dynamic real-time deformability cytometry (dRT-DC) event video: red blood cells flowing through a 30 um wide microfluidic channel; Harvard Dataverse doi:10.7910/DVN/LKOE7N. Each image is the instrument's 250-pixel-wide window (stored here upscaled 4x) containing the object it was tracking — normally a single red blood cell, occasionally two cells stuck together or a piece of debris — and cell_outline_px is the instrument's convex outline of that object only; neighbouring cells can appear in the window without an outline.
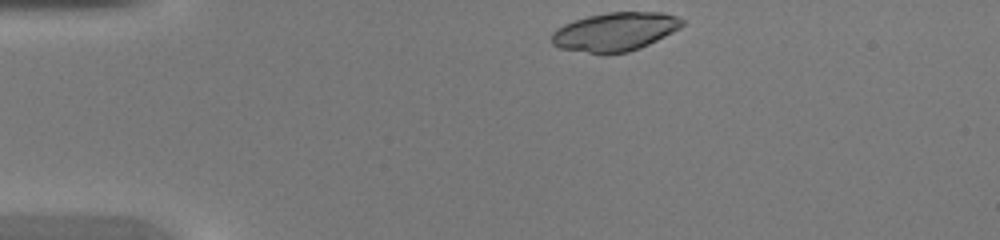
{"species": "common noctule bat (a hibernating species)", "species_latin": "Nyctalus noctula", "temperature_condition": "warm", "stored_images_in_passage": 25, "camera_frame_rate_fps": 3000, "um_per_image_px": 0.085, "animal": {"sex": "female", "body_mass_g": 20.0, "forearm_length_mm": 54.0}, "frame": {"image": 1, "passage_image": 1, "time_ms": 0.0, "image_size_px": [1000, 240], "cell_outline_px": [[684, 24], [680, 28], [640, 48], [628, 52], [604, 56], [560, 48], [552, 44], [552, 32], [556, 28], [564, 24], [588, 16], [608, 12], [664, 12], [676, 16], [684, 20]], "centroid_in_image_um": [52.26, 2.72], "position_along_channel_um": 32.7, "area_um2": 29.65}}